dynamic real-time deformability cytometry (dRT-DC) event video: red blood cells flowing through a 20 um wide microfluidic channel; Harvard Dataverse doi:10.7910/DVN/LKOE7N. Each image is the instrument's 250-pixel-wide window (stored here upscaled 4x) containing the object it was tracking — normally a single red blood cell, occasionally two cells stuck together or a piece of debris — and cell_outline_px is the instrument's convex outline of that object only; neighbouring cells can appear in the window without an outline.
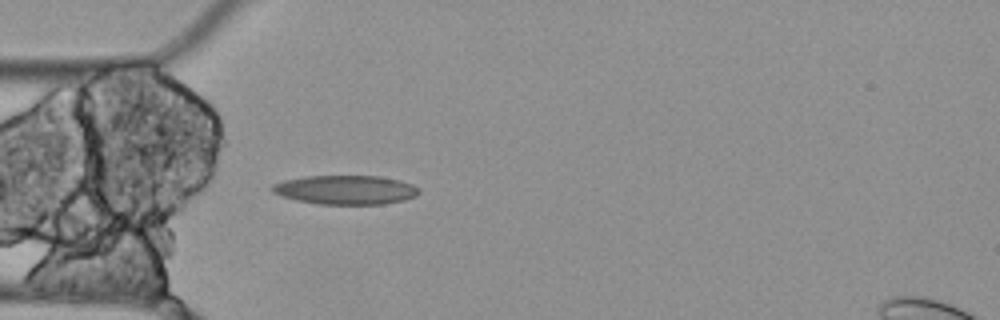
{"species": "Egyptian fruit bat (a non-hibernating species)", "species_latin": "Rousettus aegyptiacus", "temperature_condition": "cold", "stored_images_in_passage": 2, "camera_frame_rate_fps": 3000, "um_per_image_px": 0.085, "animal": {"sex": "female"}, "frame": {"image": 1, "passage_image": 2, "time_ms": 0.333, "image_size_px": [1000, 320], "cell_outline_px": [[420, 192], [416, 196], [404, 200], [384, 204], [320, 204], [296, 200], [272, 192], [272, 184], [284, 180], [304, 176], [380, 176], [400, 180], [412, 184], [420, 188]], "centroid_in_image_um": [29.41, 16.13], "position_along_channel_um": 55.6, "area_um2": 24.91}}